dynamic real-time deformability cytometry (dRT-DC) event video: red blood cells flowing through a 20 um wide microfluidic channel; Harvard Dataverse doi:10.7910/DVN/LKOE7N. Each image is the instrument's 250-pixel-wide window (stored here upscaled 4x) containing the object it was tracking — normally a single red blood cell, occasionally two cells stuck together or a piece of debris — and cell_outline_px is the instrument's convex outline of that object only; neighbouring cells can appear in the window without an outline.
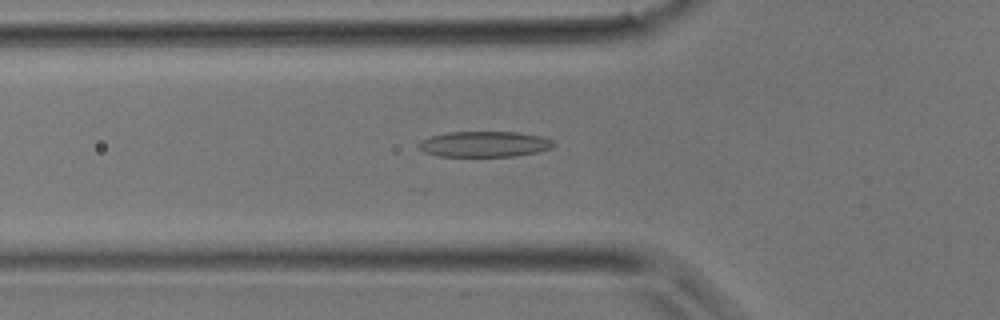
{"species": "common noctule bat (a hibernating species)", "species_latin": "Nyctalus noctula", "temperature_condition": "room temperature", "stored_images_in_passage": 23, "camera_frame_rate_fps": 3000, "um_per_image_px": 0.085, "animal": {"sex": "male", "body_mass_g": 17.9}, "frame": {"image": 1, "passage_image": 7, "time_ms": 2.0, "image_size_px": [1000, 320], "cell_outline_px": [[556, 144], [552, 148], [536, 152], [512, 156], [440, 156], [424, 152], [416, 144], [432, 136], [448, 132], [516, 132], [540, 136], [552, 140]], "centroid_in_image_um": [41.19, 12.25], "position_along_channel_um": 84.6, "area_um2": 19.94}}
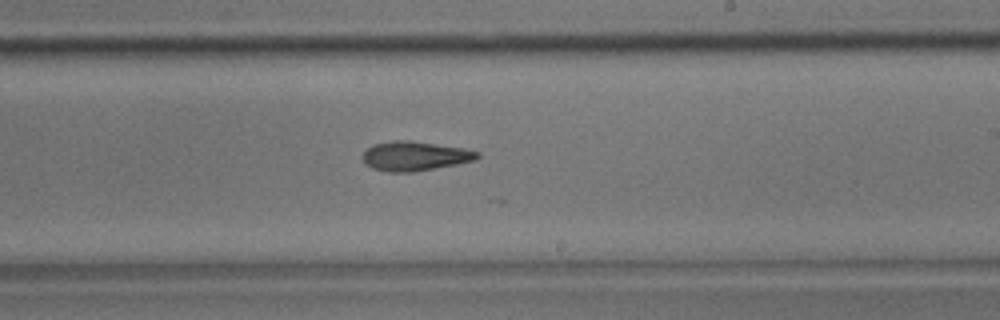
{"frame": {"image": 2, "passage_image": 16, "time_ms": 5.0, "image_size_px": [1000, 320], "cell_outline_px": [[480, 156], [476, 160], [456, 164], [412, 172], [388, 172], [372, 168], [364, 164], [360, 156], [372, 144], [392, 140], [408, 140], [464, 148], [480, 152]], "centroid_in_image_um": [35.22, 13.26], "position_along_channel_um": 253.8, "area_um2": 19.77}}
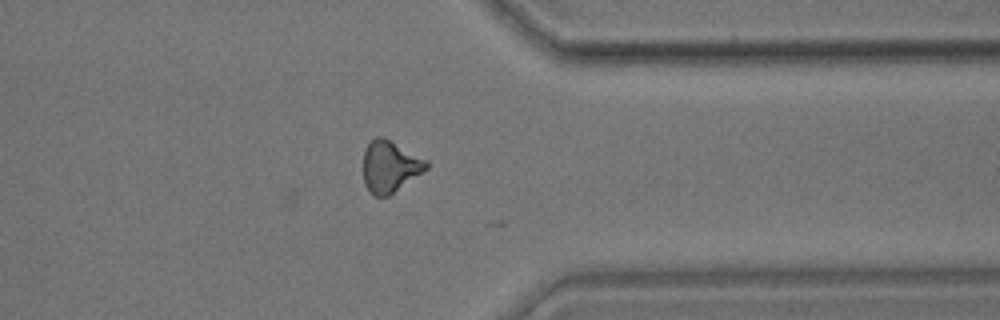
{"frame": {"image": 3, "passage_image": 23, "time_ms": 7.333, "image_size_px": [1000, 320], "cell_outline_px": [[428, 168], [388, 196], [372, 196], [364, 184], [364, 148], [376, 136], [384, 136], [428, 160]], "centroid_in_image_um": [33.14, 14.13], "position_along_channel_um": 378.3, "area_um2": 19.02}}